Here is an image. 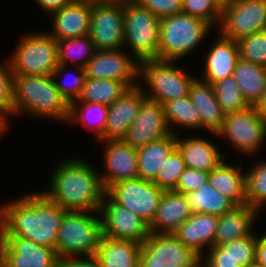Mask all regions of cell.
<instances>
[{"mask_svg": "<svg viewBox=\"0 0 266 267\" xmlns=\"http://www.w3.org/2000/svg\"><path fill=\"white\" fill-rule=\"evenodd\" d=\"M67 212L44 192L26 194L0 206V237H21L56 252L57 232Z\"/></svg>", "mask_w": 266, "mask_h": 267, "instance_id": "obj_1", "label": "cell"}, {"mask_svg": "<svg viewBox=\"0 0 266 267\" xmlns=\"http://www.w3.org/2000/svg\"><path fill=\"white\" fill-rule=\"evenodd\" d=\"M50 181V190L44 193L66 211H100L106 190L100 174L87 161L74 158L61 161Z\"/></svg>", "mask_w": 266, "mask_h": 267, "instance_id": "obj_2", "label": "cell"}, {"mask_svg": "<svg viewBox=\"0 0 266 267\" xmlns=\"http://www.w3.org/2000/svg\"><path fill=\"white\" fill-rule=\"evenodd\" d=\"M69 108L51 75H14L13 115L28 112L34 117L66 122Z\"/></svg>", "mask_w": 266, "mask_h": 267, "instance_id": "obj_3", "label": "cell"}, {"mask_svg": "<svg viewBox=\"0 0 266 267\" xmlns=\"http://www.w3.org/2000/svg\"><path fill=\"white\" fill-rule=\"evenodd\" d=\"M92 213L94 214L92 216ZM100 212L68 211L57 232L58 258L70 256H95L103 237Z\"/></svg>", "mask_w": 266, "mask_h": 267, "instance_id": "obj_4", "label": "cell"}, {"mask_svg": "<svg viewBox=\"0 0 266 267\" xmlns=\"http://www.w3.org/2000/svg\"><path fill=\"white\" fill-rule=\"evenodd\" d=\"M212 26L183 12L160 19L159 60L182 59L203 41Z\"/></svg>", "mask_w": 266, "mask_h": 267, "instance_id": "obj_5", "label": "cell"}, {"mask_svg": "<svg viewBox=\"0 0 266 267\" xmlns=\"http://www.w3.org/2000/svg\"><path fill=\"white\" fill-rule=\"evenodd\" d=\"M124 47L139 62L158 59L160 19L136 0H123Z\"/></svg>", "mask_w": 266, "mask_h": 267, "instance_id": "obj_6", "label": "cell"}, {"mask_svg": "<svg viewBox=\"0 0 266 267\" xmlns=\"http://www.w3.org/2000/svg\"><path fill=\"white\" fill-rule=\"evenodd\" d=\"M11 59L14 75H51L58 66L57 41L48 32L20 38Z\"/></svg>", "mask_w": 266, "mask_h": 267, "instance_id": "obj_7", "label": "cell"}, {"mask_svg": "<svg viewBox=\"0 0 266 267\" xmlns=\"http://www.w3.org/2000/svg\"><path fill=\"white\" fill-rule=\"evenodd\" d=\"M177 61L146 59L140 61L139 75L145 80L149 89L144 95L164 105L169 101L189 95L191 83L196 77H192L183 68H177Z\"/></svg>", "mask_w": 266, "mask_h": 267, "instance_id": "obj_8", "label": "cell"}, {"mask_svg": "<svg viewBox=\"0 0 266 267\" xmlns=\"http://www.w3.org/2000/svg\"><path fill=\"white\" fill-rule=\"evenodd\" d=\"M202 257L173 234L151 232L141 244L139 267H196Z\"/></svg>", "mask_w": 266, "mask_h": 267, "instance_id": "obj_9", "label": "cell"}, {"mask_svg": "<svg viewBox=\"0 0 266 267\" xmlns=\"http://www.w3.org/2000/svg\"><path fill=\"white\" fill-rule=\"evenodd\" d=\"M89 36L97 50L124 47L123 0H92Z\"/></svg>", "mask_w": 266, "mask_h": 267, "instance_id": "obj_10", "label": "cell"}, {"mask_svg": "<svg viewBox=\"0 0 266 267\" xmlns=\"http://www.w3.org/2000/svg\"><path fill=\"white\" fill-rule=\"evenodd\" d=\"M216 135L228 138L241 154L255 155L266 139V122L254 106H249L243 111L226 114Z\"/></svg>", "mask_w": 266, "mask_h": 267, "instance_id": "obj_11", "label": "cell"}, {"mask_svg": "<svg viewBox=\"0 0 266 267\" xmlns=\"http://www.w3.org/2000/svg\"><path fill=\"white\" fill-rule=\"evenodd\" d=\"M217 27L219 34L234 41L266 30V0H234L223 5Z\"/></svg>", "mask_w": 266, "mask_h": 267, "instance_id": "obj_12", "label": "cell"}, {"mask_svg": "<svg viewBox=\"0 0 266 267\" xmlns=\"http://www.w3.org/2000/svg\"><path fill=\"white\" fill-rule=\"evenodd\" d=\"M106 193L119 205L140 216L150 225L155 218L164 190L153 181L141 178L122 180Z\"/></svg>", "mask_w": 266, "mask_h": 267, "instance_id": "obj_13", "label": "cell"}, {"mask_svg": "<svg viewBox=\"0 0 266 267\" xmlns=\"http://www.w3.org/2000/svg\"><path fill=\"white\" fill-rule=\"evenodd\" d=\"M99 212L102 215L103 236L143 244L151 233L143 218L117 204L107 193Z\"/></svg>", "mask_w": 266, "mask_h": 267, "instance_id": "obj_14", "label": "cell"}, {"mask_svg": "<svg viewBox=\"0 0 266 267\" xmlns=\"http://www.w3.org/2000/svg\"><path fill=\"white\" fill-rule=\"evenodd\" d=\"M55 249L21 237H0V267H58Z\"/></svg>", "mask_w": 266, "mask_h": 267, "instance_id": "obj_15", "label": "cell"}, {"mask_svg": "<svg viewBox=\"0 0 266 267\" xmlns=\"http://www.w3.org/2000/svg\"><path fill=\"white\" fill-rule=\"evenodd\" d=\"M85 70L88 78L118 80L128 88L139 85L134 79L140 76V62L136 58H130L122 48L97 50Z\"/></svg>", "mask_w": 266, "mask_h": 267, "instance_id": "obj_16", "label": "cell"}, {"mask_svg": "<svg viewBox=\"0 0 266 267\" xmlns=\"http://www.w3.org/2000/svg\"><path fill=\"white\" fill-rule=\"evenodd\" d=\"M171 134L164 106L146 98L123 140L134 149H138Z\"/></svg>", "mask_w": 266, "mask_h": 267, "instance_id": "obj_17", "label": "cell"}, {"mask_svg": "<svg viewBox=\"0 0 266 267\" xmlns=\"http://www.w3.org/2000/svg\"><path fill=\"white\" fill-rule=\"evenodd\" d=\"M103 143L107 172L100 174V178L105 190L119 181L139 178L136 149L123 139L105 140Z\"/></svg>", "mask_w": 266, "mask_h": 267, "instance_id": "obj_18", "label": "cell"}, {"mask_svg": "<svg viewBox=\"0 0 266 267\" xmlns=\"http://www.w3.org/2000/svg\"><path fill=\"white\" fill-rule=\"evenodd\" d=\"M144 88H128L109 106L105 126V140L123 139L134 123L142 102L146 99Z\"/></svg>", "mask_w": 266, "mask_h": 267, "instance_id": "obj_19", "label": "cell"}, {"mask_svg": "<svg viewBox=\"0 0 266 267\" xmlns=\"http://www.w3.org/2000/svg\"><path fill=\"white\" fill-rule=\"evenodd\" d=\"M92 0H73L52 13L53 29L49 34L56 40L89 35Z\"/></svg>", "mask_w": 266, "mask_h": 267, "instance_id": "obj_20", "label": "cell"}, {"mask_svg": "<svg viewBox=\"0 0 266 267\" xmlns=\"http://www.w3.org/2000/svg\"><path fill=\"white\" fill-rule=\"evenodd\" d=\"M218 40L208 51L204 65L205 82H215L233 76L237 61L240 59L237 41L218 34Z\"/></svg>", "mask_w": 266, "mask_h": 267, "instance_id": "obj_21", "label": "cell"}, {"mask_svg": "<svg viewBox=\"0 0 266 267\" xmlns=\"http://www.w3.org/2000/svg\"><path fill=\"white\" fill-rule=\"evenodd\" d=\"M191 216L190 207L184 194L164 190L150 232L173 234Z\"/></svg>", "mask_w": 266, "mask_h": 267, "instance_id": "obj_22", "label": "cell"}, {"mask_svg": "<svg viewBox=\"0 0 266 267\" xmlns=\"http://www.w3.org/2000/svg\"><path fill=\"white\" fill-rule=\"evenodd\" d=\"M218 217L210 214L196 213L191 216L173 233L185 246L203 257V247L214 246L217 232Z\"/></svg>", "mask_w": 266, "mask_h": 267, "instance_id": "obj_23", "label": "cell"}, {"mask_svg": "<svg viewBox=\"0 0 266 267\" xmlns=\"http://www.w3.org/2000/svg\"><path fill=\"white\" fill-rule=\"evenodd\" d=\"M189 96L200 112L201 128L214 135L222 127L226 113L217 102L212 84L195 78L189 89Z\"/></svg>", "mask_w": 266, "mask_h": 267, "instance_id": "obj_24", "label": "cell"}, {"mask_svg": "<svg viewBox=\"0 0 266 267\" xmlns=\"http://www.w3.org/2000/svg\"><path fill=\"white\" fill-rule=\"evenodd\" d=\"M176 147L183 156L187 168L210 173L224 158L216 145L203 138L182 139L176 135Z\"/></svg>", "mask_w": 266, "mask_h": 267, "instance_id": "obj_25", "label": "cell"}, {"mask_svg": "<svg viewBox=\"0 0 266 267\" xmlns=\"http://www.w3.org/2000/svg\"><path fill=\"white\" fill-rule=\"evenodd\" d=\"M257 212L260 211L249 205L236 206L231 211L218 217L214 245H221L253 234L252 225H254V220L256 221Z\"/></svg>", "mask_w": 266, "mask_h": 267, "instance_id": "obj_26", "label": "cell"}, {"mask_svg": "<svg viewBox=\"0 0 266 267\" xmlns=\"http://www.w3.org/2000/svg\"><path fill=\"white\" fill-rule=\"evenodd\" d=\"M223 162L209 175L211 185L224 196L229 198L236 206L248 205L246 197V174L241 173V165H229Z\"/></svg>", "mask_w": 266, "mask_h": 267, "instance_id": "obj_27", "label": "cell"}, {"mask_svg": "<svg viewBox=\"0 0 266 267\" xmlns=\"http://www.w3.org/2000/svg\"><path fill=\"white\" fill-rule=\"evenodd\" d=\"M141 244L103 236L95 257L101 267H139Z\"/></svg>", "mask_w": 266, "mask_h": 267, "instance_id": "obj_28", "label": "cell"}, {"mask_svg": "<svg viewBox=\"0 0 266 267\" xmlns=\"http://www.w3.org/2000/svg\"><path fill=\"white\" fill-rule=\"evenodd\" d=\"M176 148V134L172 133L136 149L139 178L154 181L167 157Z\"/></svg>", "mask_w": 266, "mask_h": 267, "instance_id": "obj_29", "label": "cell"}, {"mask_svg": "<svg viewBox=\"0 0 266 267\" xmlns=\"http://www.w3.org/2000/svg\"><path fill=\"white\" fill-rule=\"evenodd\" d=\"M233 77L248 105L255 106L266 91V67L239 59Z\"/></svg>", "mask_w": 266, "mask_h": 267, "instance_id": "obj_30", "label": "cell"}, {"mask_svg": "<svg viewBox=\"0 0 266 267\" xmlns=\"http://www.w3.org/2000/svg\"><path fill=\"white\" fill-rule=\"evenodd\" d=\"M184 196L191 214L203 213L220 217L236 207L229 198L215 189L209 180L196 191L185 193Z\"/></svg>", "mask_w": 266, "mask_h": 267, "instance_id": "obj_31", "label": "cell"}, {"mask_svg": "<svg viewBox=\"0 0 266 267\" xmlns=\"http://www.w3.org/2000/svg\"><path fill=\"white\" fill-rule=\"evenodd\" d=\"M108 110L109 106L105 104L74 101L70 104L67 123L81 121L85 128L87 127L89 130L94 131L97 141L102 142L105 141V126Z\"/></svg>", "mask_w": 266, "mask_h": 267, "instance_id": "obj_32", "label": "cell"}, {"mask_svg": "<svg viewBox=\"0 0 266 267\" xmlns=\"http://www.w3.org/2000/svg\"><path fill=\"white\" fill-rule=\"evenodd\" d=\"M56 41L58 63L65 66L68 62H72L75 67L85 68L97 51L89 35ZM76 59L78 62L75 61Z\"/></svg>", "mask_w": 266, "mask_h": 267, "instance_id": "obj_33", "label": "cell"}, {"mask_svg": "<svg viewBox=\"0 0 266 267\" xmlns=\"http://www.w3.org/2000/svg\"><path fill=\"white\" fill-rule=\"evenodd\" d=\"M128 87L118 80L86 78L82 94L77 101L101 103L110 106Z\"/></svg>", "mask_w": 266, "mask_h": 267, "instance_id": "obj_34", "label": "cell"}, {"mask_svg": "<svg viewBox=\"0 0 266 267\" xmlns=\"http://www.w3.org/2000/svg\"><path fill=\"white\" fill-rule=\"evenodd\" d=\"M163 106L166 121L172 133L175 134L174 130H171L173 128L172 124L191 129L201 128L200 112L194 106L189 95L169 101Z\"/></svg>", "mask_w": 266, "mask_h": 267, "instance_id": "obj_35", "label": "cell"}, {"mask_svg": "<svg viewBox=\"0 0 266 267\" xmlns=\"http://www.w3.org/2000/svg\"><path fill=\"white\" fill-rule=\"evenodd\" d=\"M217 102L228 114L239 112L249 107L234 77H227L212 84Z\"/></svg>", "mask_w": 266, "mask_h": 267, "instance_id": "obj_36", "label": "cell"}, {"mask_svg": "<svg viewBox=\"0 0 266 267\" xmlns=\"http://www.w3.org/2000/svg\"><path fill=\"white\" fill-rule=\"evenodd\" d=\"M245 174L248 205L261 212L262 207L266 205V162L255 165Z\"/></svg>", "mask_w": 266, "mask_h": 267, "instance_id": "obj_37", "label": "cell"}, {"mask_svg": "<svg viewBox=\"0 0 266 267\" xmlns=\"http://www.w3.org/2000/svg\"><path fill=\"white\" fill-rule=\"evenodd\" d=\"M186 168L183 156L176 147L161 166L153 182L163 190H174Z\"/></svg>", "mask_w": 266, "mask_h": 267, "instance_id": "obj_38", "label": "cell"}, {"mask_svg": "<svg viewBox=\"0 0 266 267\" xmlns=\"http://www.w3.org/2000/svg\"><path fill=\"white\" fill-rule=\"evenodd\" d=\"M257 236L253 233L244 238L234 239L219 245L224 250V255L232 257L243 267L255 263Z\"/></svg>", "mask_w": 266, "mask_h": 267, "instance_id": "obj_39", "label": "cell"}, {"mask_svg": "<svg viewBox=\"0 0 266 267\" xmlns=\"http://www.w3.org/2000/svg\"><path fill=\"white\" fill-rule=\"evenodd\" d=\"M240 59L266 67V30L237 41Z\"/></svg>", "mask_w": 266, "mask_h": 267, "instance_id": "obj_40", "label": "cell"}, {"mask_svg": "<svg viewBox=\"0 0 266 267\" xmlns=\"http://www.w3.org/2000/svg\"><path fill=\"white\" fill-rule=\"evenodd\" d=\"M223 6L218 0H183L182 12L219 26Z\"/></svg>", "mask_w": 266, "mask_h": 267, "instance_id": "obj_41", "label": "cell"}, {"mask_svg": "<svg viewBox=\"0 0 266 267\" xmlns=\"http://www.w3.org/2000/svg\"><path fill=\"white\" fill-rule=\"evenodd\" d=\"M66 67H68V66L58 64V66L53 71L51 76H52L53 81L55 83V86L58 89V91L60 92L61 96L70 105L74 101L79 100V98L82 94L83 87L85 85L87 75H86L85 68L76 66L77 74L73 78V81H70L69 84L68 83L63 84L64 82L59 83V81H56V78L58 76H60V74H62L63 71H65L64 69ZM65 76H67V75H65Z\"/></svg>", "mask_w": 266, "mask_h": 267, "instance_id": "obj_42", "label": "cell"}, {"mask_svg": "<svg viewBox=\"0 0 266 267\" xmlns=\"http://www.w3.org/2000/svg\"><path fill=\"white\" fill-rule=\"evenodd\" d=\"M14 73L10 62L0 63V110L13 114Z\"/></svg>", "mask_w": 266, "mask_h": 267, "instance_id": "obj_43", "label": "cell"}, {"mask_svg": "<svg viewBox=\"0 0 266 267\" xmlns=\"http://www.w3.org/2000/svg\"><path fill=\"white\" fill-rule=\"evenodd\" d=\"M208 172L186 168L174 191L185 194L199 189L208 180Z\"/></svg>", "mask_w": 266, "mask_h": 267, "instance_id": "obj_44", "label": "cell"}, {"mask_svg": "<svg viewBox=\"0 0 266 267\" xmlns=\"http://www.w3.org/2000/svg\"><path fill=\"white\" fill-rule=\"evenodd\" d=\"M159 19L182 12L180 0H136Z\"/></svg>", "mask_w": 266, "mask_h": 267, "instance_id": "obj_45", "label": "cell"}, {"mask_svg": "<svg viewBox=\"0 0 266 267\" xmlns=\"http://www.w3.org/2000/svg\"><path fill=\"white\" fill-rule=\"evenodd\" d=\"M208 250V255H205L207 257H202V263H204L206 267H243L232 257L224 255V250L219 245H214Z\"/></svg>", "mask_w": 266, "mask_h": 267, "instance_id": "obj_46", "label": "cell"}, {"mask_svg": "<svg viewBox=\"0 0 266 267\" xmlns=\"http://www.w3.org/2000/svg\"><path fill=\"white\" fill-rule=\"evenodd\" d=\"M58 267H101L95 256H70L58 259Z\"/></svg>", "mask_w": 266, "mask_h": 267, "instance_id": "obj_47", "label": "cell"}, {"mask_svg": "<svg viewBox=\"0 0 266 267\" xmlns=\"http://www.w3.org/2000/svg\"><path fill=\"white\" fill-rule=\"evenodd\" d=\"M73 0H34L46 13H53L63 6L69 5Z\"/></svg>", "mask_w": 266, "mask_h": 267, "instance_id": "obj_48", "label": "cell"}, {"mask_svg": "<svg viewBox=\"0 0 266 267\" xmlns=\"http://www.w3.org/2000/svg\"><path fill=\"white\" fill-rule=\"evenodd\" d=\"M257 241L255 263L266 267V234L257 236Z\"/></svg>", "mask_w": 266, "mask_h": 267, "instance_id": "obj_49", "label": "cell"}, {"mask_svg": "<svg viewBox=\"0 0 266 267\" xmlns=\"http://www.w3.org/2000/svg\"><path fill=\"white\" fill-rule=\"evenodd\" d=\"M254 107L261 118L266 122V91Z\"/></svg>", "mask_w": 266, "mask_h": 267, "instance_id": "obj_50", "label": "cell"}, {"mask_svg": "<svg viewBox=\"0 0 266 267\" xmlns=\"http://www.w3.org/2000/svg\"><path fill=\"white\" fill-rule=\"evenodd\" d=\"M8 115L10 116L9 113L0 110V137L3 133H5V129H7V119H8ZM7 116V118H6ZM1 140V139H0Z\"/></svg>", "mask_w": 266, "mask_h": 267, "instance_id": "obj_51", "label": "cell"}, {"mask_svg": "<svg viewBox=\"0 0 266 267\" xmlns=\"http://www.w3.org/2000/svg\"><path fill=\"white\" fill-rule=\"evenodd\" d=\"M219 1V3L223 6V5H225V4H227V3H230V2H232V1H234V0H218Z\"/></svg>", "mask_w": 266, "mask_h": 267, "instance_id": "obj_52", "label": "cell"}, {"mask_svg": "<svg viewBox=\"0 0 266 267\" xmlns=\"http://www.w3.org/2000/svg\"><path fill=\"white\" fill-rule=\"evenodd\" d=\"M247 267H262V266L259 265V264H257V263H254V264H251V265H249V266H247Z\"/></svg>", "mask_w": 266, "mask_h": 267, "instance_id": "obj_53", "label": "cell"}, {"mask_svg": "<svg viewBox=\"0 0 266 267\" xmlns=\"http://www.w3.org/2000/svg\"><path fill=\"white\" fill-rule=\"evenodd\" d=\"M196 267H206V266L201 262Z\"/></svg>", "mask_w": 266, "mask_h": 267, "instance_id": "obj_54", "label": "cell"}]
</instances>
